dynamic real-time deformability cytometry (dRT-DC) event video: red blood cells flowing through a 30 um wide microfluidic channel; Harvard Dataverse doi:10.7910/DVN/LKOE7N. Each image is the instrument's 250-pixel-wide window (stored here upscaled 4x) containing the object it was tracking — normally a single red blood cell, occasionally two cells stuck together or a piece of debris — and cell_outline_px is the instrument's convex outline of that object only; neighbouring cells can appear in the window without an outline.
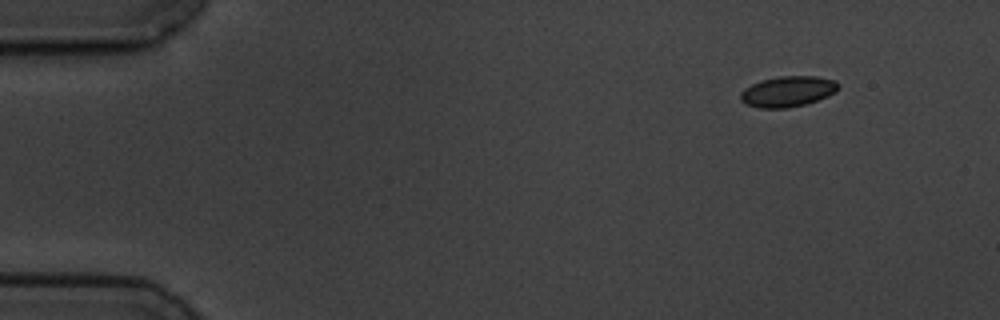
{"species": "common noctule bat (a hibernating species)", "species_latin": "Nyctalus noctula", "temperature_condition": "cold", "stored_images_in_passage": 5, "camera_frame_rate_fps": 3000, "um_per_image_px": 0.085, "animal": {"sex": "male", "body_mass_g": 19.5, "forearm_length_mm": 54.6}, "frame": {"image": 1, "passage_image": 1, "time_ms": 0.0, "image_size_px": [1000, 320], "cell_outline_px": [[840, 88], [836, 92], [828, 96], [804, 104], [788, 108], [760, 108], [744, 104], [740, 100], [740, 92], [744, 88], [760, 80], [780, 76], [816, 76], [836, 80], [840, 84]], "centroid_in_image_um": [66.96, 7.77], "position_along_channel_um": 18.0, "area_um2": 17.69}}
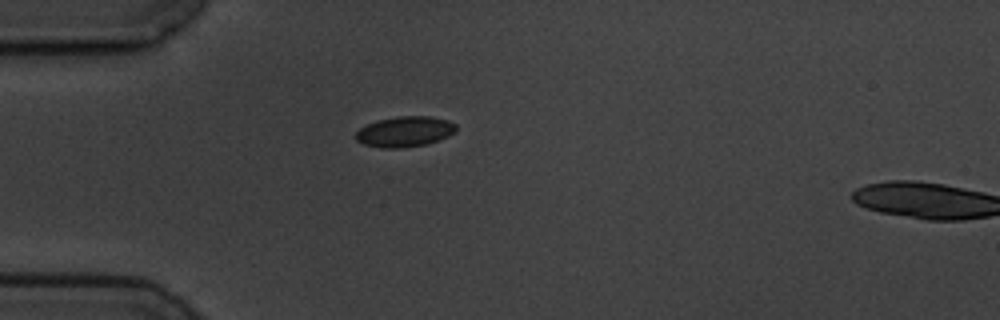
{"frame": {"image": 2, "passage_image": 4, "time_ms": 3.333, "image_size_px": [1000, 320], "cell_outline_px": [[456, 132], [448, 136], [424, 144], [404, 148], [384, 148], [364, 144], [356, 140], [356, 132], [360, 128], [376, 120], [396, 116], [432, 116], [448, 120], [456, 124]], "centroid_in_image_um": [34.41, 11.17], "position_along_channel_um": 50.6, "area_um2": 17.8}}